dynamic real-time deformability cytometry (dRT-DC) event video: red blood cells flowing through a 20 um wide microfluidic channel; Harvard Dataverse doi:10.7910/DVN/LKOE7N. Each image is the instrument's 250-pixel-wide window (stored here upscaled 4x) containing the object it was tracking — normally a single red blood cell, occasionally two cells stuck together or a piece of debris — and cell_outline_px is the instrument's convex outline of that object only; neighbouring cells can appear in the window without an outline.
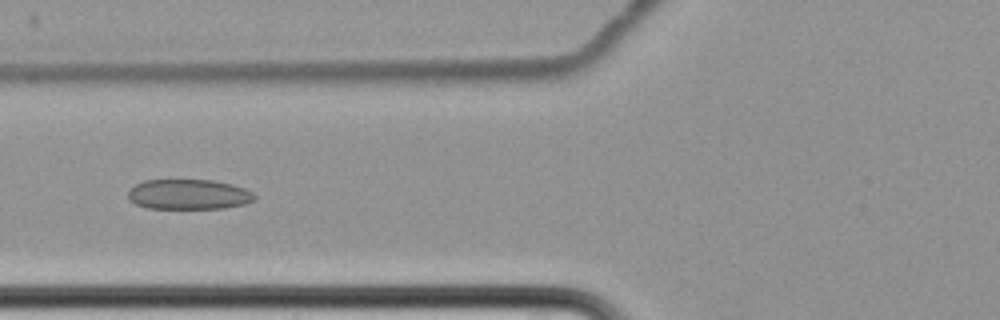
{"species": "common noctule bat (a hibernating species)", "species_latin": "Nyctalus noctula", "temperature_condition": "cold", "stored_images_in_passage": 8, "camera_frame_rate_fps": 3000, "um_per_image_px": 0.085, "animal": {"sex": "female", "body_mass_g": 22.7, "forearm_length_mm": 54.2}, "frame": {"image": 1, "passage_image": 8, "time_ms": 9.0, "image_size_px": [1000, 320], "cell_outline_px": [[256, 200], [244, 204], [224, 208], [148, 208], [136, 204], [128, 200], [128, 192], [136, 184], [144, 180], [212, 180], [232, 184], [244, 188], [252, 192], [256, 196]], "centroid_in_image_um": [16.05, 16.52], "position_along_channel_um": 109.8, "area_um2": 22.2}}